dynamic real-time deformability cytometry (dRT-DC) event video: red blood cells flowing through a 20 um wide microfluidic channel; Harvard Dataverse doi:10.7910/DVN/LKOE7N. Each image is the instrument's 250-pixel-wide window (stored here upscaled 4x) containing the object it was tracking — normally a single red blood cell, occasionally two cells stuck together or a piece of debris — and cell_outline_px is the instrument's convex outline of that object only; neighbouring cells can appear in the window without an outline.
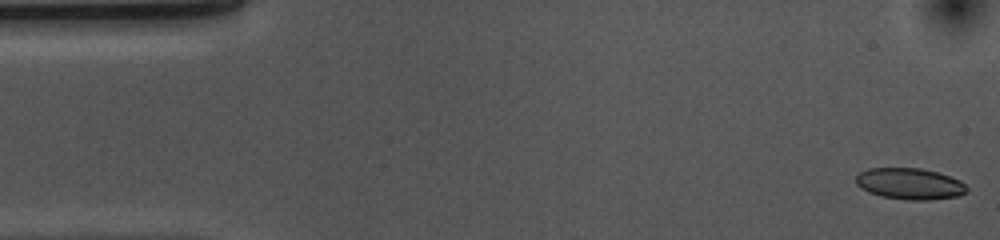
{"species": "common noctule bat (a hibernating species)", "species_latin": "Nyctalus noctula", "temperature_condition": "cold", "stored_images_in_passage": 53, "camera_frame_rate_fps": 3000, "um_per_image_px": 0.085, "animal": {"sex": "female", "body_mass_g": 10.0, "forearm_length_mm": 53.1}, "frame": {"image": 1, "passage_image": 1, "time_ms": 0.0, "image_size_px": [1000, 240], "cell_outline_px": [[968, 188], [960, 196], [928, 200], [908, 200], [880, 196], [868, 192], [860, 188], [856, 184], [856, 176], [860, 172], [868, 168], [920, 168], [936, 172], [960, 180]], "centroid_in_image_um": [77.3, 15.62], "position_along_channel_um": 7.7, "area_um2": 20.23}}
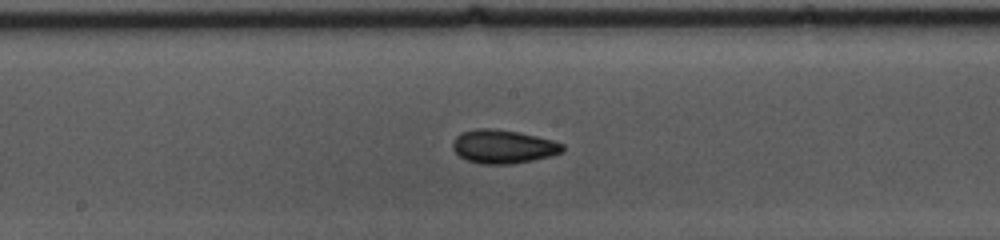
{"frame": {"image": 2, "passage_image": 26, "time_ms": 8.333, "image_size_px": [1000, 240], "cell_outline_px": [[564, 152], [552, 156], [532, 160], [508, 164], [480, 164], [468, 160], [460, 156], [452, 148], [452, 144], [456, 136], [460, 132], [476, 128], [496, 128], [536, 136], [552, 140], [564, 144]], "centroid_in_image_um": [42.77, 12.45], "position_along_channel_um": 205.4, "area_um2": 21.56}}
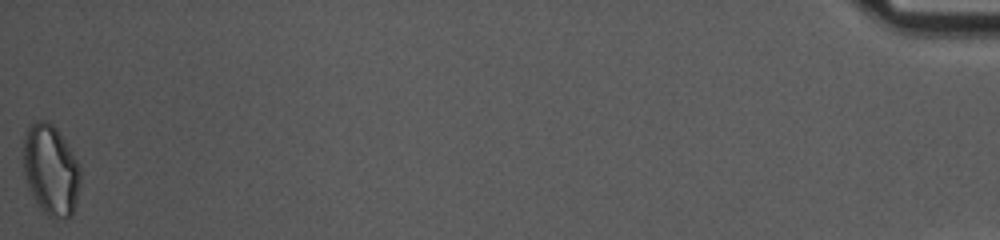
{"frame": {"image": 3, "passage_image": 53, "time_ms": 17.333, "image_size_px": [1000, 240], "cell_outline_px": [[80, 184], [72, 216], [64, 220], [56, 220], [48, 216], [44, 212], [28, 188], [24, 176], [24, 136], [28, 124], [36, 120], [44, 120], [52, 124], [56, 128], [80, 164]], "centroid_in_image_um": [4.32, 14.46], "position_along_channel_um": 430.9, "area_um2": 30.29}, "authors_computed_cell_mechanics": {"area_um2": 20.7502, "velocity_mm_per_s": 3.6798, "shape_relaxation_time_tau1_ms": 3.9505, "shape_relaxation_time_tau2_ms": 2.8717, "deformation_change_tau1": 0.0919, "deformation_change_tau2": 0.0723}}